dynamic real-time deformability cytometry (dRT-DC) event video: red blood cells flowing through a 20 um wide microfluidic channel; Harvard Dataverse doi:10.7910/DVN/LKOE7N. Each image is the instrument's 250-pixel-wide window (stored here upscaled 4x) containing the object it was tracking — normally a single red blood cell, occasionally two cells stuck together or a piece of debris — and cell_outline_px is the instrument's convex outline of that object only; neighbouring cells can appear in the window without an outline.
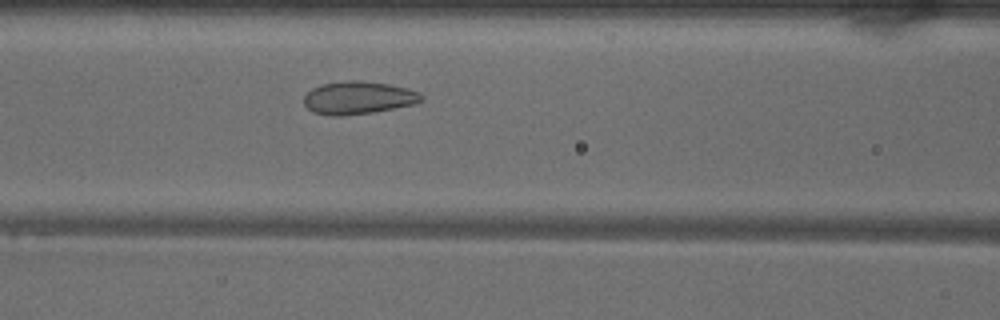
{"species": "common noctule bat (a hibernating species)", "species_latin": "Nyctalus noctula", "temperature_condition": "warm", "stored_images_in_passage": 33, "camera_frame_rate_fps": 3000, "um_per_image_px": 0.085, "animal": {"sex": "male", "body_mass_g": 18.8}, "frame": {"image": 1, "passage_image": 12, "time_ms": 3.667, "image_size_px": [1000, 320], "cell_outline_px": [[424, 100], [412, 104], [372, 112], [340, 116], [332, 116], [312, 112], [304, 104], [304, 96], [312, 88], [320, 84], [344, 80], [364, 80], [388, 84], [408, 88], [420, 92], [424, 96]], "centroid_in_image_um": [30.44, 8.29], "position_along_channel_um": 136.2, "area_um2": 22.6}}
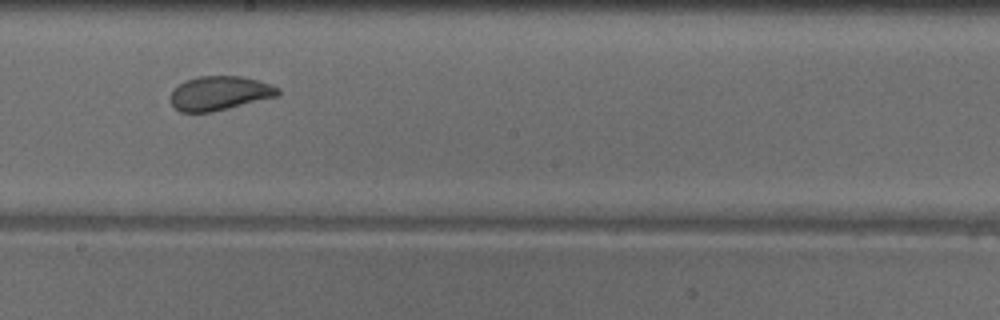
{"frame": {"image": 2, "passage_image": 19, "time_ms": 6.0, "image_size_px": [1000, 320], "cell_outline_px": [[280, 96], [212, 112], [180, 112], [168, 100], [168, 96], [172, 88], [184, 80], [196, 76], [240, 76], [272, 84], [280, 88]], "centroid_in_image_um": [18.63, 7.92], "position_along_channel_um": 229.6, "area_um2": 21.85}}
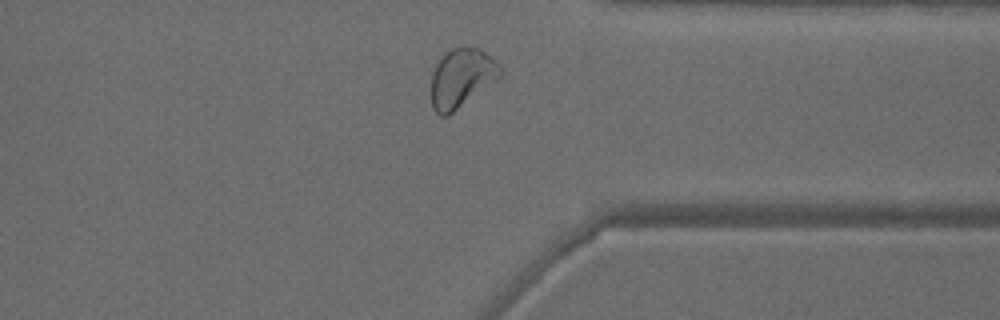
{"frame": {"image": 3, "passage_image": 30, "time_ms": 9.667, "image_size_px": [1000, 320], "cell_outline_px": [[504, 72], [500, 76], [448, 116], [440, 116], [432, 108], [428, 92], [432, 72], [436, 64], [452, 48], [464, 44], [480, 48], [492, 56], [500, 64]], "centroid_in_image_um": [39.2, 6.61], "position_along_channel_um": 372.2, "area_um2": 24.22}, "authors_computed_cell_mechanics": {"area_um2": 22.5998, "velocity_mm_per_s": 4.0098, "shape_relaxation_time_tau1_ms": 7.5624, "shape_relaxation_time_tau2_ms": null, "deformation_change_tau1": 0.136, "deformation_change_tau2": null}}